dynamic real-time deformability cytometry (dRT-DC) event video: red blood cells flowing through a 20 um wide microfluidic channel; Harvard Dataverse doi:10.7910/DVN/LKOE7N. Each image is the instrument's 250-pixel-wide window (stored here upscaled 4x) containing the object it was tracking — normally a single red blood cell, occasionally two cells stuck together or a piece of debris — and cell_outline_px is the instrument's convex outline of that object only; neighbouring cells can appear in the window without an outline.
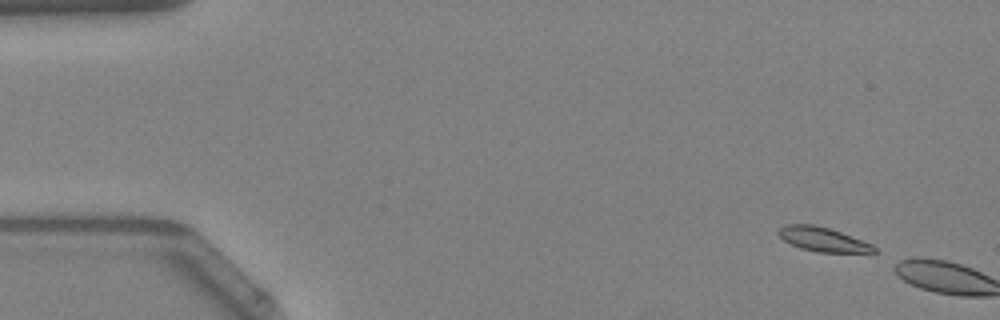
{"species": "Egyptian fruit bat (a non-hibernating species)", "species_latin": "Rousettus aegyptiacus", "temperature_condition": "warm", "stored_images_in_passage": 4, "camera_frame_rate_fps": 3000, "um_per_image_px": 0.085, "animal": {"sex": "female"}, "frame": {"image": 1, "passage_image": 2, "time_ms": 0.333, "image_size_px": [1000, 320], "cell_outline_px": [[876, 252], [816, 252], [800, 248], [784, 240], [776, 232], [784, 224], [812, 224], [828, 228], [840, 232], [872, 244], [876, 248]], "centroid_in_image_um": [69.91, 20.34], "position_along_channel_um": 15.1, "area_um2": 13.29}}